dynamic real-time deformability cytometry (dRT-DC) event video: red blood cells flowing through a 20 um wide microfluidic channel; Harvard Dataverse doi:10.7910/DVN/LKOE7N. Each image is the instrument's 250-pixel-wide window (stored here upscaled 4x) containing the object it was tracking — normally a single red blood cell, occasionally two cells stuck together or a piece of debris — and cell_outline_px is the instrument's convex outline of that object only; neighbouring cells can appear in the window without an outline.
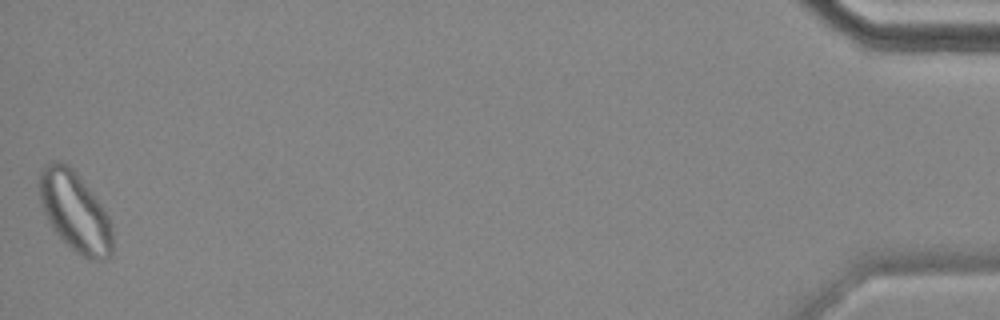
{"species": "common noctule bat (a hibernating species)", "species_latin": "Nyctalus noctula", "temperature_condition": "cold", "stored_images_in_passage": 13, "camera_frame_rate_fps": 3000, "um_per_image_px": 0.085, "animal": {"sex": "female", "body_mass_g": 18.4}, "frame": {"image": 1, "passage_image": 13, "time_ms": 16.333, "image_size_px": [1000, 320], "cell_outline_px": [[112, 256], [104, 260], [88, 260], [76, 252], [52, 228], [40, 204], [36, 180], [44, 164], [56, 160], [68, 164], [80, 176], [96, 196], [108, 216], [112, 228]], "centroid_in_image_um": [6.35, 17.95], "position_along_channel_um": 428.9, "area_um2": 34.51}, "authors_computed_cell_mechanics": {"area_um2": 26.1256, "velocity_mm_per_s": 3.4662, "shape_relaxation_time_tau1_ms": null, "shape_relaxation_time_tau2_ms": 1.764, "deformation_change_tau1": null, "deformation_change_tau2": 0.0667}}